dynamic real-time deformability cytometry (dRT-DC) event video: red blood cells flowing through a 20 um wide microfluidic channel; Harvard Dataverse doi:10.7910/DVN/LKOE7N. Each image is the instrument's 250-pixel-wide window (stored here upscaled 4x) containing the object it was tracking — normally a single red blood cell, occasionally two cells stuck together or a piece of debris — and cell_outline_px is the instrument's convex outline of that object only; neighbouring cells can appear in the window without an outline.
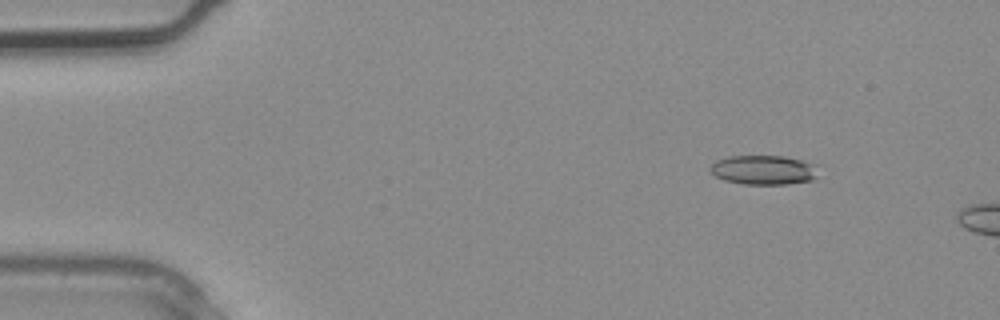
{"species": "common noctule bat (a hibernating species)", "species_latin": "Nyctalus noctula", "temperature_condition": "warm", "stored_images_in_passage": 3, "camera_frame_rate_fps": 3000, "um_per_image_px": 0.085, "animal": {"sex": "male", "body_mass_g": 20.4}, "frame": {"image": 1, "passage_image": 2, "time_ms": 0.333, "image_size_px": [1000, 320], "cell_outline_px": [[816, 176], [812, 180], [788, 184], [744, 184], [724, 180], [716, 176], [708, 168], [716, 160], [728, 156], [784, 156], [816, 164]], "centroid_in_image_um": [64.89, 14.44], "position_along_channel_um": 20.1, "area_um2": 18.44}}